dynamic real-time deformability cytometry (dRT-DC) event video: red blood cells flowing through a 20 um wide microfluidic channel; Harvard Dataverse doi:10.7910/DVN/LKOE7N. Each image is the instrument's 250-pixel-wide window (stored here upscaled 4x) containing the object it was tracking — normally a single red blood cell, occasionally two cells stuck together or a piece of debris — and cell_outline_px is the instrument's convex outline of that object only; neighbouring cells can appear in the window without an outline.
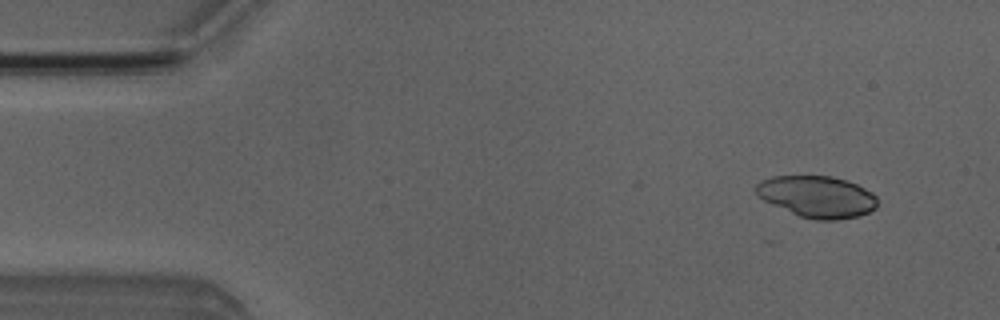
{"species": "Egyptian fruit bat (a non-hibernating species)", "species_latin": "Rousettus aegyptiacus", "temperature_condition": "room temperature", "stored_images_in_passage": 4, "camera_frame_rate_fps": 3000, "um_per_image_px": 0.085, "animal": {"sex": "male"}, "frame": {"image": 1, "passage_image": 1, "time_ms": 0.0, "image_size_px": [1000, 320], "cell_outline_px": [[876, 208], [860, 216], [836, 220], [816, 220], [800, 216], [772, 204], [756, 196], [752, 188], [760, 180], [772, 176], [832, 176], [848, 180], [872, 192], [876, 196]], "centroid_in_image_um": [69.42, 16.71], "position_along_channel_um": 15.6, "area_um2": 29.65}}